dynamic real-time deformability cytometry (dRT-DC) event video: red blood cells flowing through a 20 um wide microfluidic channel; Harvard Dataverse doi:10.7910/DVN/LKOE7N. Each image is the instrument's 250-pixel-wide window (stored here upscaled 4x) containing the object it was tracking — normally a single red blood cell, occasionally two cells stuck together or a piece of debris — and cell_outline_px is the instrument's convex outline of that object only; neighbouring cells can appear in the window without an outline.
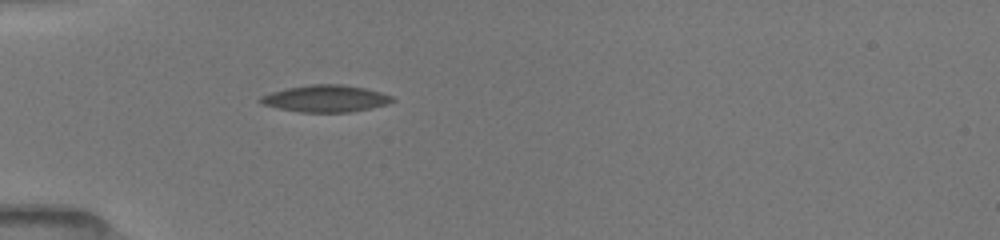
{"species": "common noctule bat (a hibernating species)", "species_latin": "Nyctalus noctula", "temperature_condition": "room temperature", "stored_images_in_passage": 2, "camera_frame_rate_fps": 3000, "um_per_image_px": 0.085, "animal": {"sex": "female", "body_mass_g": 19.5, "forearm_length_mm": 54.1}, "frame": {"image": 1, "passage_image": 2, "time_ms": 1.0, "image_size_px": [1000, 240], "cell_outline_px": [[396, 100], [388, 104], [348, 112], [300, 112], [260, 104], [256, 100], [260, 96], [272, 92], [288, 88], [312, 84], [340, 84], [364, 88], [380, 92], [392, 96]], "centroid_in_image_um": [27.65, 8.38], "position_along_channel_um": 57.3, "area_um2": 20.52}}